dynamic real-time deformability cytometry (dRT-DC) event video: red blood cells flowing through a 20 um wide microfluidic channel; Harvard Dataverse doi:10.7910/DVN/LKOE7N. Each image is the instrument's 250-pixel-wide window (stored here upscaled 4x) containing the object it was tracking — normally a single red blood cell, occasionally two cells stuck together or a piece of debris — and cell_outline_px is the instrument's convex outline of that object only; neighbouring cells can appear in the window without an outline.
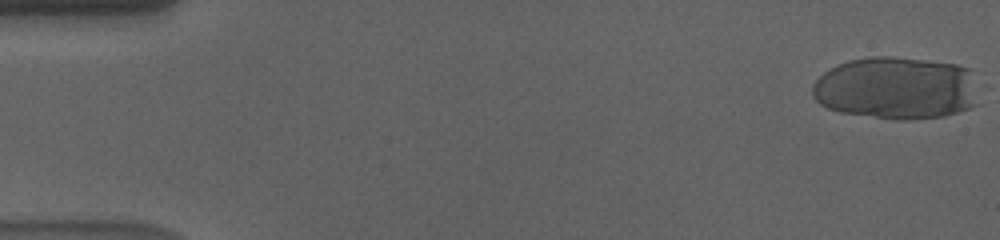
{"species": "human", "species_latin": "Homo sapiens", "temperature_condition": "cold", "stored_images_in_passage": 56, "camera_frame_rate_fps": 3000, "um_per_image_px": 0.085, "donor": {"sex": "male"}, "frame": {"image": 1, "passage_image": 1, "time_ms": 0.0, "image_size_px": [1000, 240], "cell_outline_px": [[980, 104], [944, 116], [908, 120], [900, 120], [840, 112], [828, 108], [820, 104], [812, 96], [812, 84], [824, 72], [848, 60], [868, 56], [892, 56], [956, 64], [968, 68], [980, 100]], "centroid_in_image_um": [76.18, 7.49], "position_along_channel_um": 8.8, "area_um2": 60.92}}
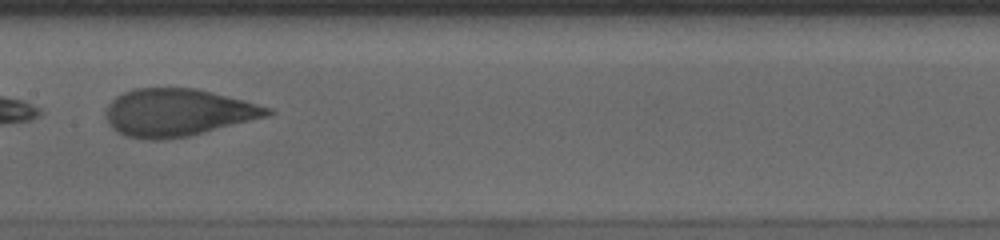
{"frame": {"image": 2, "passage_image": 30, "time_ms": 9.667, "image_size_px": [1000, 240], "cell_outline_px": [[276, 112], [268, 116], [188, 136], [164, 140], [148, 140], [128, 136], [116, 132], [108, 124], [104, 116], [104, 112], [108, 104], [116, 96], [132, 88], [196, 88], [244, 100], [272, 108]], "centroid_in_image_um": [15.07, 9.56], "position_along_channel_um": 192.3, "area_um2": 44.91}}
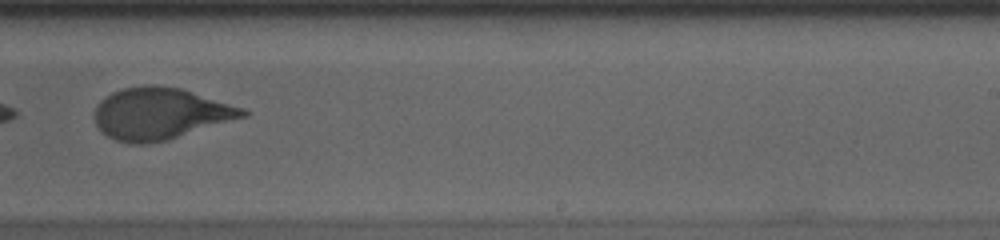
{"frame": {"image": 3, "passage_image": 37, "time_ms": 12.0, "image_size_px": [1000, 240], "cell_outline_px": [[252, 112], [248, 116], [168, 140], [148, 144], [128, 144], [116, 140], [108, 136], [96, 124], [96, 108], [100, 100], [112, 92], [124, 88], [144, 84], [180, 88], [244, 108]], "centroid_in_image_um": [13.65, 9.67], "position_along_channel_um": 275.3, "area_um2": 44.56}, "authors_computed_cell_mechanics": {"area_um2": 45.662, "velocity_mm_per_s": 3.5776, "shape_relaxation_time_tau1_ms": 6.9247, "shape_relaxation_time_tau2_ms": 1.0097, "deformation_change_tau1": 0.2306, "deformation_change_tau2": 0.0762}}